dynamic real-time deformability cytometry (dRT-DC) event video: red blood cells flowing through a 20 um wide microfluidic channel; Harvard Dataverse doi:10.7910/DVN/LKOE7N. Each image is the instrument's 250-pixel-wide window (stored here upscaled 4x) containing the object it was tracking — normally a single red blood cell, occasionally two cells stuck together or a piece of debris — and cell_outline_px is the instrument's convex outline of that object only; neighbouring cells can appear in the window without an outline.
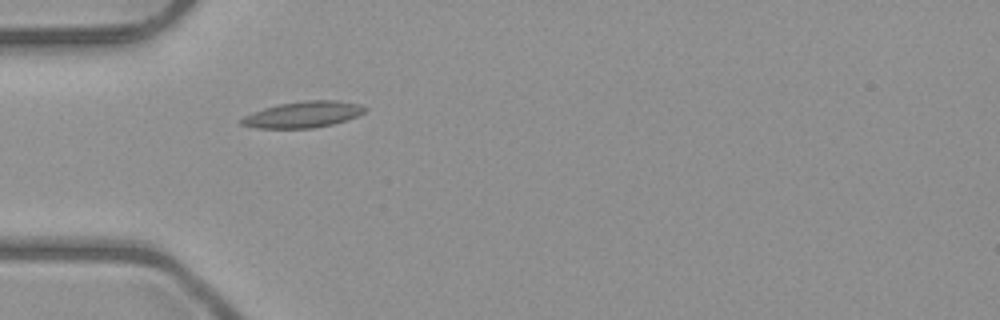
{"species": "common noctule bat (a hibernating species)", "species_latin": "Nyctalus noctula", "temperature_condition": "room temperature", "stored_images_in_passage": 5, "camera_frame_rate_fps": 3000, "um_per_image_px": 0.085, "animal": {"sex": "male", "body_mass_g": 23.1, "forearm_length_mm": 52.7}, "frame": {"image": 1, "passage_image": 5, "time_ms": 5.333, "image_size_px": [1000, 320], "cell_outline_px": [[368, 108], [364, 112], [356, 116], [332, 124], [312, 128], [256, 128], [240, 124], [240, 120], [244, 116], [252, 112], [264, 108], [280, 104], [304, 100], [336, 100], [360, 104]], "centroid_in_image_um": [25.75, 9.73], "position_along_channel_um": 59.3, "area_um2": 18.73}}